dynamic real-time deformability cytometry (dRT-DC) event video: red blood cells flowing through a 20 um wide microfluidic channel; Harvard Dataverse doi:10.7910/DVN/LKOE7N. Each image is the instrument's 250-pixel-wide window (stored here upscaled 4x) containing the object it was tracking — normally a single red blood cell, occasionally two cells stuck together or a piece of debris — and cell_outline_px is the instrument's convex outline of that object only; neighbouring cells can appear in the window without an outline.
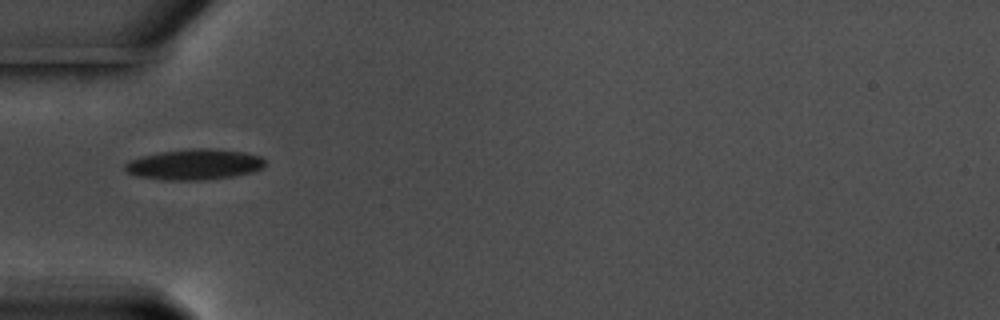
{"species": "common noctule bat (a hibernating species)", "species_latin": "Nyctalus noctula", "temperature_condition": "warm", "stored_images_in_passage": 28, "camera_frame_rate_fps": 3000, "um_per_image_px": 0.085, "animal": {"sex": "male", "body_mass_g": 17.5, "forearm_length_mm": 52.3}, "frame": {"image": 1, "passage_image": 1, "time_ms": 0.0, "image_size_px": [1000, 320], "cell_outline_px": [[264, 164], [260, 168], [252, 172], [232, 176], [200, 180], [164, 180], [136, 176], [128, 172], [124, 168], [124, 164], [128, 160], [140, 156], [160, 152], [188, 148], [216, 148], [244, 152], [260, 156], [264, 160]], "centroid_in_image_um": [16.47, 13.96], "position_along_channel_um": 68.5, "area_um2": 25.09}}
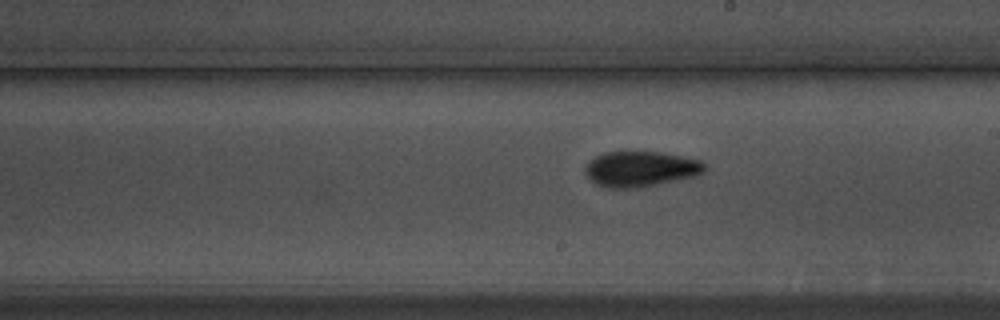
{"frame": {"image": 2, "passage_image": 15, "time_ms": 4.667, "image_size_px": [1000, 320], "cell_outline_px": [[708, 168], [704, 172], [696, 176], [640, 188], [608, 188], [596, 184], [584, 172], [584, 168], [588, 160], [604, 152], [660, 152], [684, 156], [700, 160], [708, 164]], "centroid_in_image_um": [54.49, 14.36], "position_along_channel_um": 234.5, "area_um2": 25.03}}
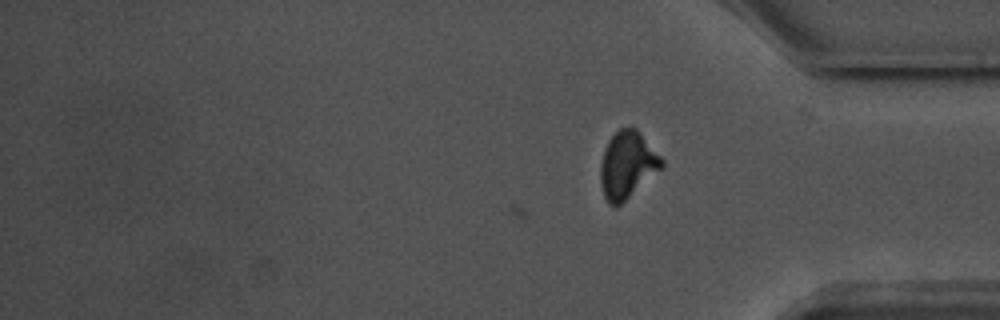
{"frame": {"image": 3, "passage_image": 28, "time_ms": 9.0, "image_size_px": [1000, 320], "cell_outline_px": [[664, 168], [620, 204], [608, 204], [604, 196], [600, 184], [600, 168], [604, 152], [608, 140], [620, 128], [628, 124], [636, 128], [640, 132], [664, 160]], "centroid_in_image_um": [53.35, 13.99], "position_along_channel_um": 381.9, "area_um2": 23.99}, "authors_computed_cell_mechanics": {"area_um2": 24.0448, "velocity_mm_per_s": 3.5771, "shape_relaxation_time_tau1_ms": 3.466, "shape_relaxation_time_tau2_ms": 3.1348, "deformation_change_tau1": 0.1402, "deformation_change_tau2": 0.0805}}